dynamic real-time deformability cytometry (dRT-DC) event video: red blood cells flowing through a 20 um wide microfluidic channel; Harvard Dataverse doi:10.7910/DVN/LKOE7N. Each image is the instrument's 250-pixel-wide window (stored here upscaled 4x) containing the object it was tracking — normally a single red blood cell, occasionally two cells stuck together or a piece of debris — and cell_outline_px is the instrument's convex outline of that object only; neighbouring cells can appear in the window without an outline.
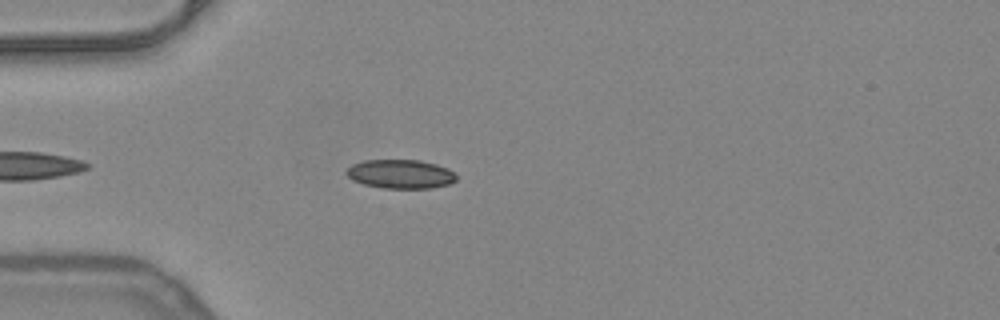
{"species": "common noctule bat (a hibernating species)", "species_latin": "Nyctalus noctula", "temperature_condition": "warm", "stored_images_in_passage": 28, "camera_frame_rate_fps": 3000, "um_per_image_px": 0.085, "animal": {"sex": "female", "body_mass_g": 24.6, "forearm_length_mm": 56.2}, "frame": {"image": 1, "passage_image": 6, "time_ms": 1.667, "image_size_px": [1000, 320], "cell_outline_px": [[456, 180], [448, 184], [432, 188], [380, 188], [364, 184], [352, 180], [344, 172], [352, 164], [364, 160], [420, 160], [436, 164], [448, 168], [456, 176]], "centroid_in_image_um": [34.02, 14.79], "position_along_channel_um": 51.0, "area_um2": 18.55}}
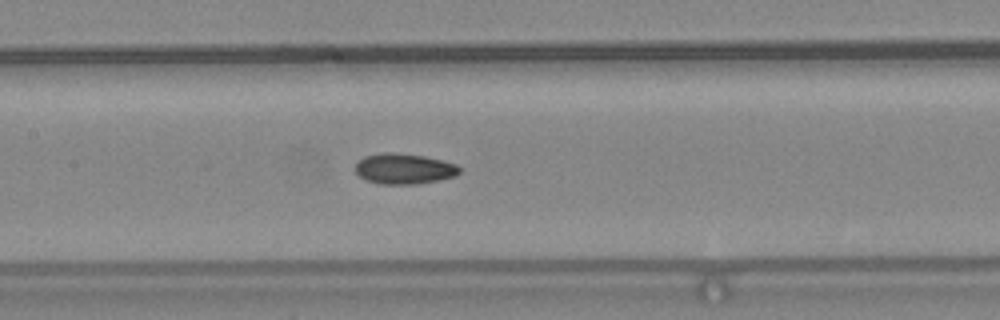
{"frame": {"image": 2, "passage_image": 16, "time_ms": 5.0, "image_size_px": [1000, 320], "cell_outline_px": [[460, 172], [456, 176], [440, 180], [416, 184], [380, 184], [368, 180], [360, 176], [356, 172], [356, 164], [364, 156], [388, 152], [396, 152], [424, 156], [444, 160], [456, 164], [460, 168]], "centroid_in_image_um": [34.39, 14.34], "position_along_channel_um": 173.0, "area_um2": 18.55}}
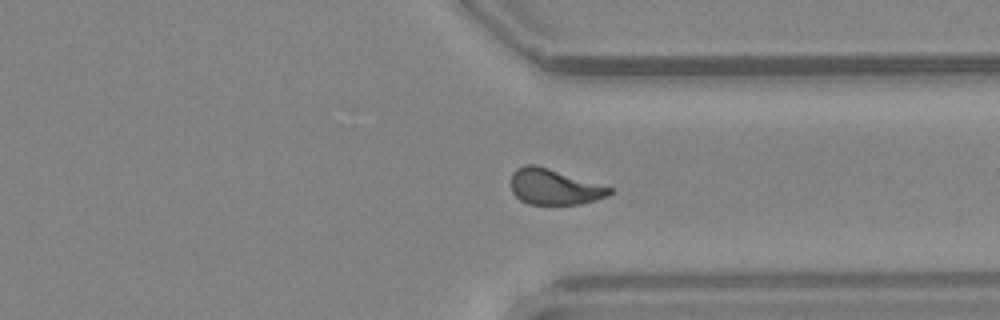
{"frame": {"image": 3, "passage_image": 27, "time_ms": 8.667, "image_size_px": [1000, 320], "cell_outline_px": [[612, 192], [608, 196], [596, 200], [580, 204], [528, 204], [520, 200], [512, 192], [512, 172], [516, 168], [524, 164], [536, 164], [612, 188]], "centroid_in_image_um": [47.08, 15.88], "position_along_channel_um": 364.3, "area_um2": 20.4}}